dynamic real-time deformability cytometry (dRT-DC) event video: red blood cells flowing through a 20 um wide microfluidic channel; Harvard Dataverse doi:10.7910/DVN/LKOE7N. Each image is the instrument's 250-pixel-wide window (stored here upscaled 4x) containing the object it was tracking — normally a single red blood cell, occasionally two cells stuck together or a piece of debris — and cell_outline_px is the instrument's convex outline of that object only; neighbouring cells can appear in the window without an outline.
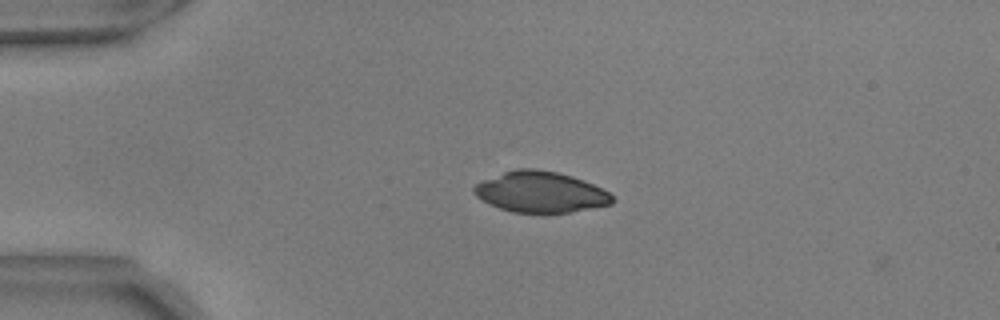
{"species": "common noctule bat (a hibernating species)", "species_latin": "Nyctalus noctula", "temperature_condition": "warm", "stored_images_in_passage": 45, "camera_frame_rate_fps": 3000, "um_per_image_px": 0.085, "animal": {"sex": "male", "body_mass_g": 17.9, "forearm_length_mm": 54.2}, "frame": {"image": 1, "passage_image": 2, "time_ms": 0.333, "image_size_px": [1000, 320], "cell_outline_px": [[616, 200], [612, 204], [568, 212], [544, 216], [512, 212], [488, 204], [476, 196], [472, 192], [472, 188], [476, 184], [484, 180], [504, 172], [516, 168], [536, 168], [556, 172], [572, 176], [584, 180], [608, 192]], "centroid_in_image_um": [45.93, 16.36], "position_along_channel_um": 39.1, "area_um2": 33.52}}
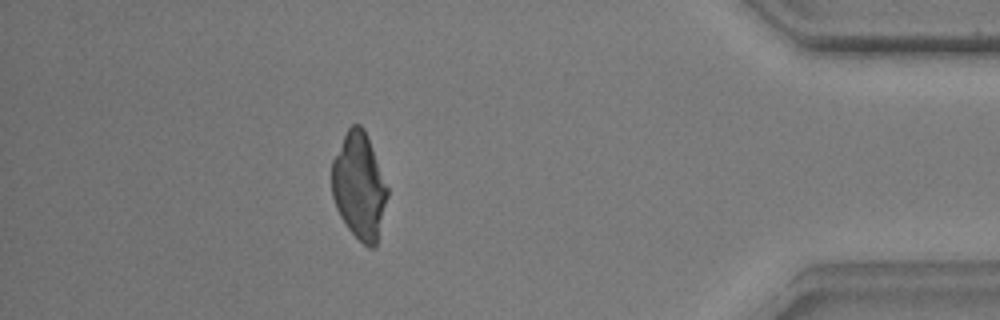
{"frame": {"image": 2, "passage_image": 38, "time_ms": 12.333, "image_size_px": [1000, 320], "cell_outline_px": [[388, 196], [376, 244], [372, 248], [368, 248], [348, 228], [340, 216], [336, 208], [332, 196], [332, 160], [348, 128], [352, 124], [360, 124], [364, 128], [388, 188]], "centroid_in_image_um": [30.52, 15.81], "position_along_channel_um": 404.7, "area_um2": 34.04}}